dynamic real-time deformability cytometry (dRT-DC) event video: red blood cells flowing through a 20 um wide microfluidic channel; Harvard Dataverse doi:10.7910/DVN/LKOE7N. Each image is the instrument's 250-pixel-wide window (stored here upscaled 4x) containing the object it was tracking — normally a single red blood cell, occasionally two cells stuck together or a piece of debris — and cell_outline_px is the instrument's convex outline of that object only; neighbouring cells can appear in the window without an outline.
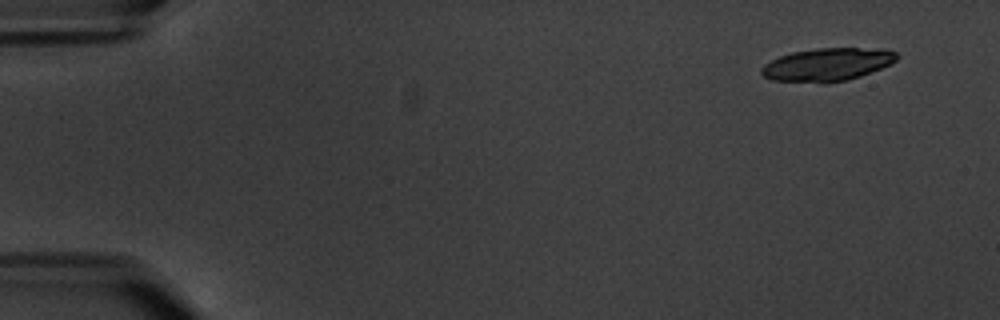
{"species": "common noctule bat (a hibernating species)", "species_latin": "Nyctalus noctula", "temperature_condition": "warm", "stored_images_in_passage": 5, "camera_frame_rate_fps": 3000, "um_per_image_px": 0.085, "animal": {"sex": "male", "body_mass_g": 20.1, "forearm_length_mm": 53.5}, "frame": {"image": 1, "passage_image": 1, "time_ms": 0.0, "image_size_px": [1000, 320], "cell_outline_px": [[900, 56], [892, 64], [860, 76], [848, 80], [820, 84], [772, 80], [764, 76], [760, 72], [760, 68], [764, 64], [780, 56], [792, 52], [816, 48], [880, 48], [896, 52]], "centroid_in_image_um": [70.33, 5.49], "position_along_channel_um": 14.7, "area_um2": 26.36}}
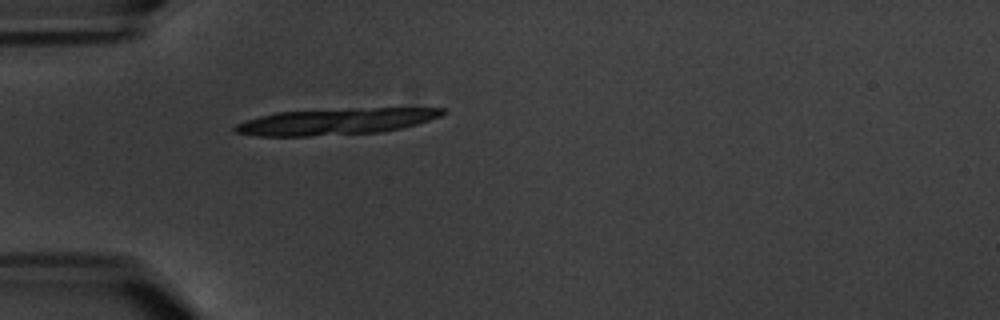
{"frame": {"image": 2, "passage_image": 5, "time_ms": 4.667, "image_size_px": [1000, 320], "cell_outline_px": [[448, 112], [440, 116], [416, 124], [400, 128], [380, 132], [308, 136], [260, 136], [236, 132], [232, 128], [236, 124], [260, 116], [276, 112], [352, 108], [444, 108]], "centroid_in_image_um": [28.55, 10.32], "position_along_channel_um": 56.5, "area_um2": 31.62}}